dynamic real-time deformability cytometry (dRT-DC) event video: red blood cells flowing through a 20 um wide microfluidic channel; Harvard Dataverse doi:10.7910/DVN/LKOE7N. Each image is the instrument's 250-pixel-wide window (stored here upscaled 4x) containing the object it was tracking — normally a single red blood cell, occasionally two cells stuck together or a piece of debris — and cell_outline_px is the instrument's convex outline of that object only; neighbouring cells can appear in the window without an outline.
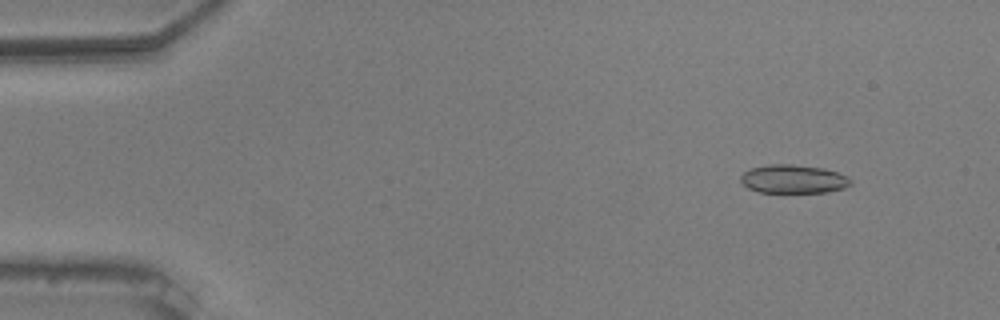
{"species": "common noctule bat (a hibernating species)", "species_latin": "Nyctalus noctula", "temperature_condition": "warm", "stored_images_in_passage": 55, "camera_frame_rate_fps": 3000, "um_per_image_px": 0.085, "animal": {"sex": "male", "body_mass_g": 20.5, "forearm_length_mm": 52.5}, "frame": {"image": 1, "passage_image": 6, "time_ms": 1.667, "image_size_px": [1000, 320], "cell_outline_px": [[852, 184], [844, 188], [828, 192], [760, 192], [748, 188], [740, 180], [740, 176], [744, 172], [752, 168], [768, 164], [792, 164], [824, 168], [848, 176], [852, 180]], "centroid_in_image_um": [67.46, 15.21], "position_along_channel_um": 17.5, "area_um2": 18.32}}
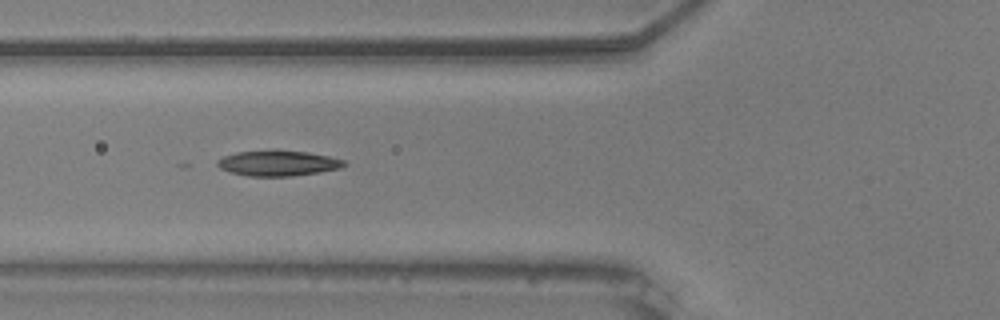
{"frame": {"image": 2, "passage_image": 21, "time_ms": 6.667, "image_size_px": [1000, 320], "cell_outline_px": [[348, 164], [340, 168], [320, 172], [292, 176], [248, 176], [232, 172], [220, 168], [216, 164], [216, 160], [224, 156], [236, 152], [308, 152], [328, 156], [344, 160]], "centroid_in_image_um": [23.65, 13.9], "position_along_channel_um": 102.2, "area_um2": 18.21}}
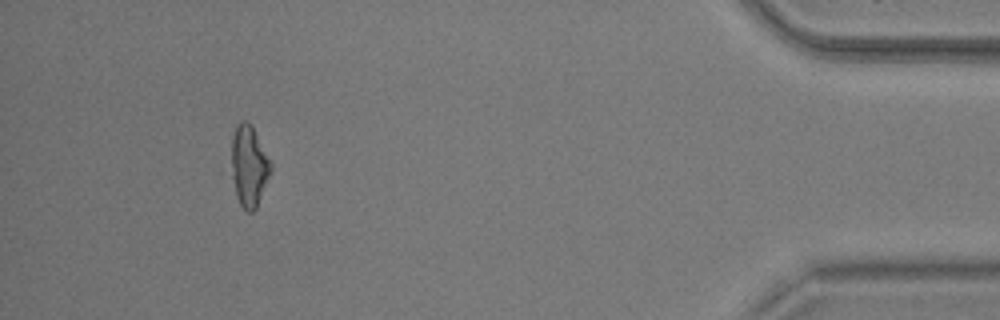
{"frame": {"image": 3, "passage_image": 51, "time_ms": 16.667, "image_size_px": [1000, 320], "cell_outline_px": [[272, 172], [256, 208], [252, 212], [248, 212], [240, 204], [236, 196], [232, 176], [232, 136], [236, 124], [240, 120], [248, 120], [252, 124], [272, 164]], "centroid_in_image_um": [21.18, 14.07], "position_along_channel_um": 414.0, "area_um2": 18.79}, "authors_computed_cell_mechanics": {"area_um2": 18.3804, "velocity_mm_per_s": 3.7236, "shape_relaxation_time_tau1_ms": 7.2433, "shape_relaxation_time_tau2_ms": null, "deformation_change_tau1": null, "deformation_change_tau2": null}}